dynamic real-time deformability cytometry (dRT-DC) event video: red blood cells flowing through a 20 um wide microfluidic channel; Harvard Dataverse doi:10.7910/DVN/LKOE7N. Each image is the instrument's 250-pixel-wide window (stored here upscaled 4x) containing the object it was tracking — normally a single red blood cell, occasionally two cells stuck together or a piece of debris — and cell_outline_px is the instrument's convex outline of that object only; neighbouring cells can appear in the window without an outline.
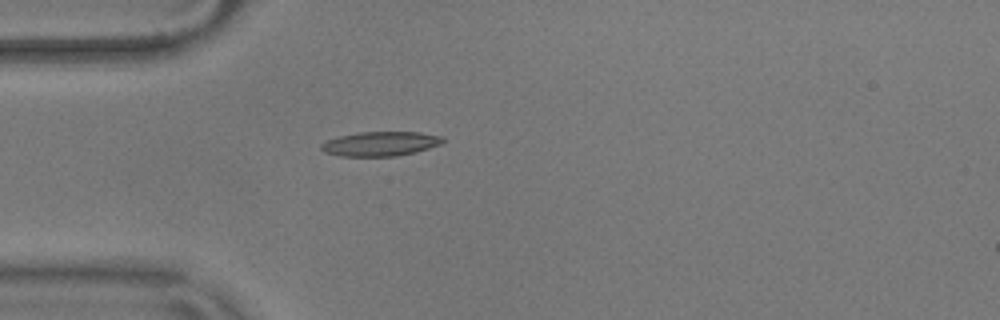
{"species": "common noctule bat (a hibernating species)", "species_latin": "Nyctalus noctula", "temperature_condition": "warm", "stored_images_in_passage": 41, "camera_frame_rate_fps": 3000, "um_per_image_px": 0.085, "animal": {"sex": "male", "body_mass_g": 17.9}, "frame": {"image": 1, "passage_image": 1, "time_ms": 0.0, "image_size_px": [1000, 320], "cell_outline_px": [[444, 140], [440, 144], [416, 152], [396, 156], [340, 156], [324, 152], [320, 148], [320, 144], [328, 140], [340, 136], [360, 132], [420, 132], [444, 136]], "centroid_in_image_um": [32.34, 12.22], "position_along_channel_um": 52.7, "area_um2": 17.28}}
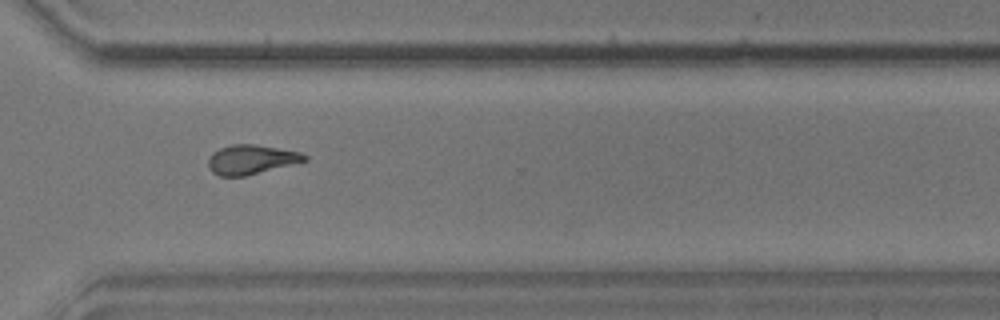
{"frame": {"image": 2, "passage_image": 26, "time_ms": 8.333, "image_size_px": [1000, 320], "cell_outline_px": [[308, 160], [244, 176], [220, 176], [212, 172], [208, 168], [208, 160], [212, 152], [220, 148], [232, 144], [252, 144], [300, 152], [308, 156]], "centroid_in_image_um": [21.31, 13.56], "position_along_channel_um": 349.3, "area_um2": 16.3}}
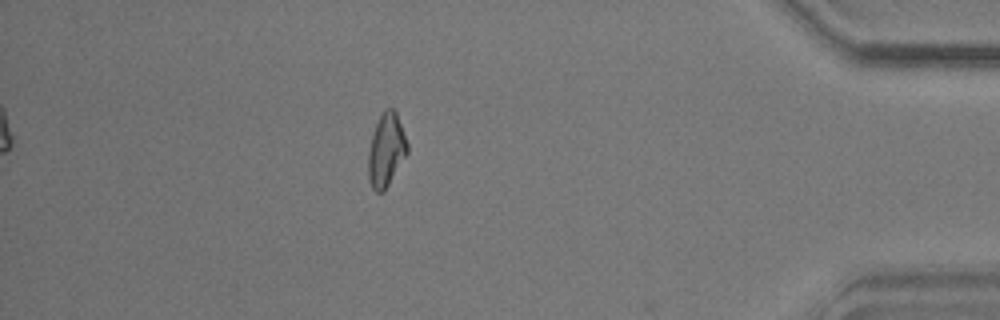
{"frame": {"image": 3, "passage_image": 34, "time_ms": 11.0, "image_size_px": [1000, 320], "cell_outline_px": [[408, 152], [384, 192], [376, 192], [372, 188], [368, 180], [368, 152], [372, 136], [376, 124], [384, 108], [392, 108], [396, 112], [408, 144]], "centroid_in_image_um": [32.82, 12.77], "position_along_channel_um": 402.4, "area_um2": 16.59}, "authors_computed_cell_mechanics": {"area_um2": 16.2996, "velocity_mm_per_s": 3.6337, "shape_relaxation_time_tau1_ms": 7.2764, "shape_relaxation_time_tau2_ms": 2.9266, "deformation_change_tau1": 0.241, "deformation_change_tau2": 0.1157}}